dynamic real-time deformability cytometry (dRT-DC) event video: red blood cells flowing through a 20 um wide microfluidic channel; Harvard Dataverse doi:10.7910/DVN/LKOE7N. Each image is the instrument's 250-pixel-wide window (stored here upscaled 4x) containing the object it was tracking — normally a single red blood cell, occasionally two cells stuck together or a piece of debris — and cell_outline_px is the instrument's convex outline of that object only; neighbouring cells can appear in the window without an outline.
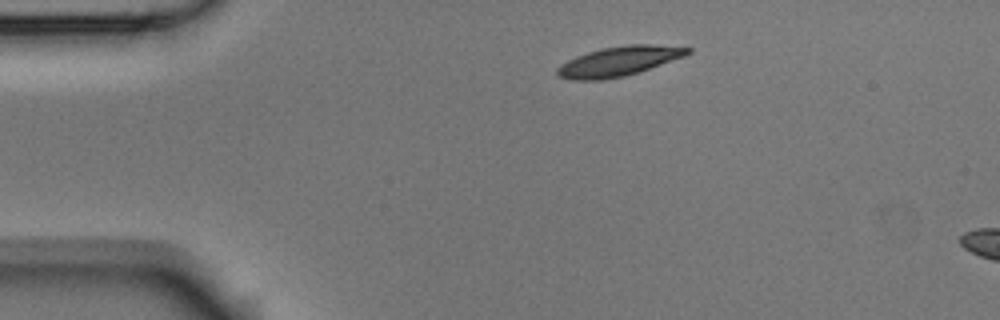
{"species": "Egyptian fruit bat (a non-hibernating species)", "species_latin": "Rousettus aegyptiacus", "temperature_condition": "room temperature", "stored_images_in_passage": 3, "segment_of_instrument_passage": [1, 2], "camera_frame_rate_fps": 3000, "um_per_image_px": 0.085, "animal": {"sex": "male"}, "frame": {"image": 1, "passage_image": 1, "time_ms": 0.0, "image_size_px": [1000, 320], "cell_outline_px": [[692, 52], [684, 56], [624, 76], [600, 80], [572, 80], [560, 76], [556, 72], [556, 68], [560, 64], [576, 56], [588, 52], [604, 48], [624, 44], [652, 44], [692, 48]], "centroid_in_image_um": [52.58, 5.19], "position_along_channel_um": 32.4, "area_um2": 22.2}}